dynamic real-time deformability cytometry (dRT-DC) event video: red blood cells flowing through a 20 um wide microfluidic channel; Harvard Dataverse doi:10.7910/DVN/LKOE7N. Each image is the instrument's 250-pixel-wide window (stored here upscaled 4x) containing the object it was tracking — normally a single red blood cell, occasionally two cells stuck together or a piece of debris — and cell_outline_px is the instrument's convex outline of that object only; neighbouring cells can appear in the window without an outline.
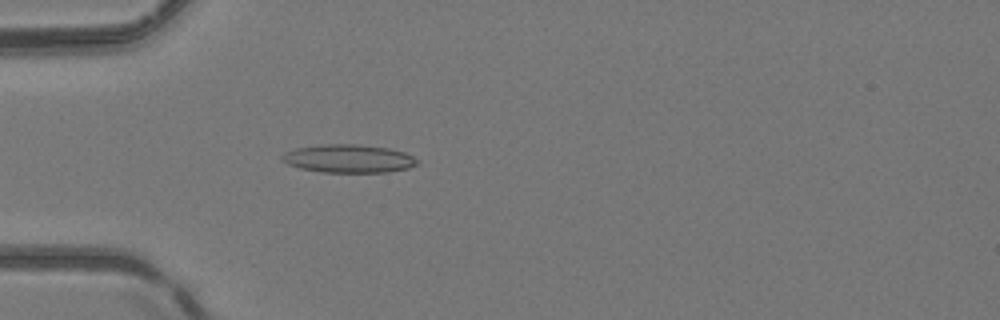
{"species": "common noctule bat (a hibernating species)", "species_latin": "Nyctalus noctula", "temperature_condition": "room temperature", "stored_images_in_passage": 51, "camera_frame_rate_fps": 3000, "um_per_image_px": 0.085, "animal": {"sex": "female", "body_mass_g": 24.6, "forearm_length_mm": 56.2}, "frame": {"image": 1, "passage_image": 16, "time_ms": 5.0, "image_size_px": [1000, 320], "cell_outline_px": [[420, 164], [408, 168], [388, 172], [320, 172], [300, 168], [288, 164], [280, 160], [280, 156], [284, 152], [296, 148], [328, 144], [356, 144], [388, 148], [404, 152], [420, 160]], "centroid_in_image_um": [29.64, 13.49], "position_along_channel_um": 55.4, "area_um2": 22.31}}
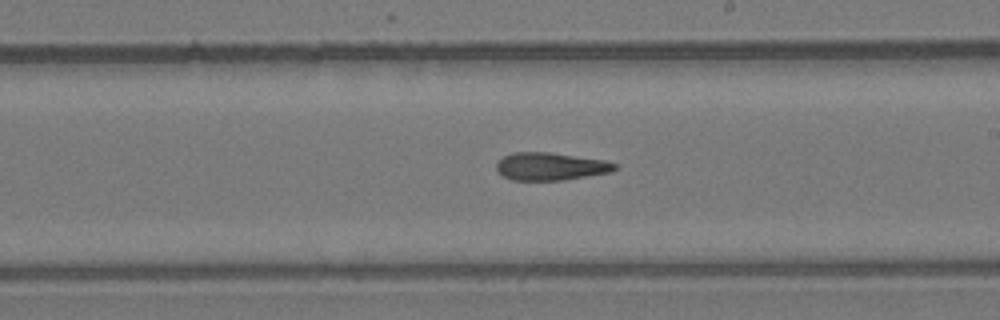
{"frame": {"image": 2, "passage_image": 30, "time_ms": 9.667, "image_size_px": [1000, 320], "cell_outline_px": [[616, 168], [612, 172], [564, 180], [512, 180], [504, 176], [496, 168], [496, 164], [504, 156], [512, 152], [548, 152], [604, 160], [616, 164]], "centroid_in_image_um": [46.8, 14.14], "position_along_channel_um": 242.2, "area_um2": 18.96}}
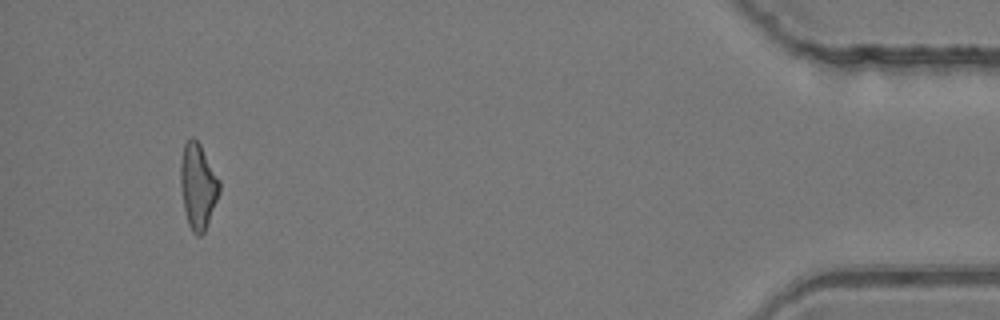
{"frame": {"image": 3, "passage_image": 48, "time_ms": 15.667, "image_size_px": [1000, 320], "cell_outline_px": [[220, 192], [204, 232], [200, 236], [196, 236], [192, 232], [188, 224], [184, 212], [180, 188], [180, 164], [184, 144], [192, 136], [200, 144], [220, 180]], "centroid_in_image_um": [16.81, 15.84], "position_along_channel_um": 418.4, "area_um2": 19.48}, "authors_computed_cell_mechanics": {"area_um2": 19.8832, "velocity_mm_per_s": 4.1763, "shape_relaxation_time_tau1_ms": null, "shape_relaxation_time_tau2_ms": 5.5661, "deformation_change_tau1": null, "deformation_change_tau2": 0.1786}}